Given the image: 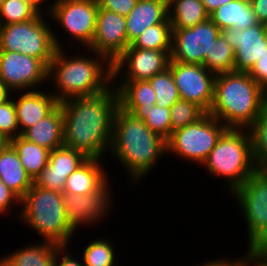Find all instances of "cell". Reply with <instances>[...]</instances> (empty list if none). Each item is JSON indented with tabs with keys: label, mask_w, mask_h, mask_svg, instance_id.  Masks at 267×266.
Segmentation results:
<instances>
[{
	"label": "cell",
	"mask_w": 267,
	"mask_h": 266,
	"mask_svg": "<svg viewBox=\"0 0 267 266\" xmlns=\"http://www.w3.org/2000/svg\"><path fill=\"white\" fill-rule=\"evenodd\" d=\"M59 104L63 113V145L83 152L88 158L101 159L106 148L111 147L113 117L119 106L117 90L110 87Z\"/></svg>",
	"instance_id": "cell-1"
},
{
	"label": "cell",
	"mask_w": 267,
	"mask_h": 266,
	"mask_svg": "<svg viewBox=\"0 0 267 266\" xmlns=\"http://www.w3.org/2000/svg\"><path fill=\"white\" fill-rule=\"evenodd\" d=\"M110 148L136 181L147 175L158 157L167 152L165 139L120 106L113 117Z\"/></svg>",
	"instance_id": "cell-2"
},
{
	"label": "cell",
	"mask_w": 267,
	"mask_h": 266,
	"mask_svg": "<svg viewBox=\"0 0 267 266\" xmlns=\"http://www.w3.org/2000/svg\"><path fill=\"white\" fill-rule=\"evenodd\" d=\"M265 105L262 87L248 72L232 71L216 75L214 100L208 113L227 128L247 129Z\"/></svg>",
	"instance_id": "cell-3"
},
{
	"label": "cell",
	"mask_w": 267,
	"mask_h": 266,
	"mask_svg": "<svg viewBox=\"0 0 267 266\" xmlns=\"http://www.w3.org/2000/svg\"><path fill=\"white\" fill-rule=\"evenodd\" d=\"M64 54L62 48L57 49L48 66V77L54 76L56 88L59 90V94L53 93L59 103L69 98L92 96L109 89V82H113V70L108 59L101 61L99 57L96 60L83 56L67 59ZM101 62L107 63V66L104 65L106 68L103 69Z\"/></svg>",
	"instance_id": "cell-4"
},
{
	"label": "cell",
	"mask_w": 267,
	"mask_h": 266,
	"mask_svg": "<svg viewBox=\"0 0 267 266\" xmlns=\"http://www.w3.org/2000/svg\"><path fill=\"white\" fill-rule=\"evenodd\" d=\"M63 195V192L40 188L33 183L20 200L24 206L19 215L46 242L60 247H66L75 232L66 217Z\"/></svg>",
	"instance_id": "cell-5"
},
{
	"label": "cell",
	"mask_w": 267,
	"mask_h": 266,
	"mask_svg": "<svg viewBox=\"0 0 267 266\" xmlns=\"http://www.w3.org/2000/svg\"><path fill=\"white\" fill-rule=\"evenodd\" d=\"M243 130L227 128L202 163L213 176L226 178L232 192L256 170L250 136Z\"/></svg>",
	"instance_id": "cell-6"
},
{
	"label": "cell",
	"mask_w": 267,
	"mask_h": 266,
	"mask_svg": "<svg viewBox=\"0 0 267 266\" xmlns=\"http://www.w3.org/2000/svg\"><path fill=\"white\" fill-rule=\"evenodd\" d=\"M43 14L34 19L0 25V50L20 52L41 60L47 67L57 49L62 48Z\"/></svg>",
	"instance_id": "cell-7"
},
{
	"label": "cell",
	"mask_w": 267,
	"mask_h": 266,
	"mask_svg": "<svg viewBox=\"0 0 267 266\" xmlns=\"http://www.w3.org/2000/svg\"><path fill=\"white\" fill-rule=\"evenodd\" d=\"M249 233V249L267 248V170H255L234 190Z\"/></svg>",
	"instance_id": "cell-8"
},
{
	"label": "cell",
	"mask_w": 267,
	"mask_h": 266,
	"mask_svg": "<svg viewBox=\"0 0 267 266\" xmlns=\"http://www.w3.org/2000/svg\"><path fill=\"white\" fill-rule=\"evenodd\" d=\"M226 129L218 119L206 113L197 122L173 131L166 141L167 152L202 164Z\"/></svg>",
	"instance_id": "cell-9"
},
{
	"label": "cell",
	"mask_w": 267,
	"mask_h": 266,
	"mask_svg": "<svg viewBox=\"0 0 267 266\" xmlns=\"http://www.w3.org/2000/svg\"><path fill=\"white\" fill-rule=\"evenodd\" d=\"M50 7L52 18L88 49L96 33L97 0H56Z\"/></svg>",
	"instance_id": "cell-10"
},
{
	"label": "cell",
	"mask_w": 267,
	"mask_h": 266,
	"mask_svg": "<svg viewBox=\"0 0 267 266\" xmlns=\"http://www.w3.org/2000/svg\"><path fill=\"white\" fill-rule=\"evenodd\" d=\"M180 99L200 106L206 113L212 107L216 74L200 64L169 61Z\"/></svg>",
	"instance_id": "cell-11"
},
{
	"label": "cell",
	"mask_w": 267,
	"mask_h": 266,
	"mask_svg": "<svg viewBox=\"0 0 267 266\" xmlns=\"http://www.w3.org/2000/svg\"><path fill=\"white\" fill-rule=\"evenodd\" d=\"M170 60L203 65L220 29L209 18L193 27L172 29Z\"/></svg>",
	"instance_id": "cell-12"
},
{
	"label": "cell",
	"mask_w": 267,
	"mask_h": 266,
	"mask_svg": "<svg viewBox=\"0 0 267 266\" xmlns=\"http://www.w3.org/2000/svg\"><path fill=\"white\" fill-rule=\"evenodd\" d=\"M48 67L39 59L0 50V80L12 91L29 89L48 80Z\"/></svg>",
	"instance_id": "cell-13"
},
{
	"label": "cell",
	"mask_w": 267,
	"mask_h": 266,
	"mask_svg": "<svg viewBox=\"0 0 267 266\" xmlns=\"http://www.w3.org/2000/svg\"><path fill=\"white\" fill-rule=\"evenodd\" d=\"M125 16L105 9H98L96 33L88 47L101 59L113 63L129 46Z\"/></svg>",
	"instance_id": "cell-14"
},
{
	"label": "cell",
	"mask_w": 267,
	"mask_h": 266,
	"mask_svg": "<svg viewBox=\"0 0 267 266\" xmlns=\"http://www.w3.org/2000/svg\"><path fill=\"white\" fill-rule=\"evenodd\" d=\"M171 51L138 49L129 45L126 50L112 63L113 82L122 68L127 65L122 81L149 80L155 74L164 71L170 61Z\"/></svg>",
	"instance_id": "cell-15"
},
{
	"label": "cell",
	"mask_w": 267,
	"mask_h": 266,
	"mask_svg": "<svg viewBox=\"0 0 267 266\" xmlns=\"http://www.w3.org/2000/svg\"><path fill=\"white\" fill-rule=\"evenodd\" d=\"M220 34L235 50L236 72H249L254 63L267 52V35L263 23L244 30L223 29Z\"/></svg>",
	"instance_id": "cell-16"
},
{
	"label": "cell",
	"mask_w": 267,
	"mask_h": 266,
	"mask_svg": "<svg viewBox=\"0 0 267 266\" xmlns=\"http://www.w3.org/2000/svg\"><path fill=\"white\" fill-rule=\"evenodd\" d=\"M87 159L81 151L64 145L58 147L50 151L47 166L33 183L40 188L63 192L68 176Z\"/></svg>",
	"instance_id": "cell-17"
},
{
	"label": "cell",
	"mask_w": 267,
	"mask_h": 266,
	"mask_svg": "<svg viewBox=\"0 0 267 266\" xmlns=\"http://www.w3.org/2000/svg\"><path fill=\"white\" fill-rule=\"evenodd\" d=\"M107 182L96 192L87 195L64 194L63 204L67 220L75 231L79 224L97 222L103 218L110 206Z\"/></svg>",
	"instance_id": "cell-18"
},
{
	"label": "cell",
	"mask_w": 267,
	"mask_h": 266,
	"mask_svg": "<svg viewBox=\"0 0 267 266\" xmlns=\"http://www.w3.org/2000/svg\"><path fill=\"white\" fill-rule=\"evenodd\" d=\"M168 17V0H138L125 16L128 43L131 44L147 28L163 23Z\"/></svg>",
	"instance_id": "cell-19"
},
{
	"label": "cell",
	"mask_w": 267,
	"mask_h": 266,
	"mask_svg": "<svg viewBox=\"0 0 267 266\" xmlns=\"http://www.w3.org/2000/svg\"><path fill=\"white\" fill-rule=\"evenodd\" d=\"M59 102L53 94L40 90L27 91L14 101L20 135L46 117Z\"/></svg>",
	"instance_id": "cell-20"
},
{
	"label": "cell",
	"mask_w": 267,
	"mask_h": 266,
	"mask_svg": "<svg viewBox=\"0 0 267 266\" xmlns=\"http://www.w3.org/2000/svg\"><path fill=\"white\" fill-rule=\"evenodd\" d=\"M0 180L20 199L33 185V180L9 142L0 145Z\"/></svg>",
	"instance_id": "cell-21"
},
{
	"label": "cell",
	"mask_w": 267,
	"mask_h": 266,
	"mask_svg": "<svg viewBox=\"0 0 267 266\" xmlns=\"http://www.w3.org/2000/svg\"><path fill=\"white\" fill-rule=\"evenodd\" d=\"M63 113L58 104L46 117L27 128L21 136L52 151L63 146Z\"/></svg>",
	"instance_id": "cell-22"
},
{
	"label": "cell",
	"mask_w": 267,
	"mask_h": 266,
	"mask_svg": "<svg viewBox=\"0 0 267 266\" xmlns=\"http://www.w3.org/2000/svg\"><path fill=\"white\" fill-rule=\"evenodd\" d=\"M99 158H88L66 179L64 194L87 195L98 191L106 182ZM103 170V171H102Z\"/></svg>",
	"instance_id": "cell-23"
},
{
	"label": "cell",
	"mask_w": 267,
	"mask_h": 266,
	"mask_svg": "<svg viewBox=\"0 0 267 266\" xmlns=\"http://www.w3.org/2000/svg\"><path fill=\"white\" fill-rule=\"evenodd\" d=\"M209 19L220 30H244L259 23L249 0H233L209 14Z\"/></svg>",
	"instance_id": "cell-24"
},
{
	"label": "cell",
	"mask_w": 267,
	"mask_h": 266,
	"mask_svg": "<svg viewBox=\"0 0 267 266\" xmlns=\"http://www.w3.org/2000/svg\"><path fill=\"white\" fill-rule=\"evenodd\" d=\"M116 90L119 106L129 113H132L136 108L152 107L156 103V93L148 80L120 81Z\"/></svg>",
	"instance_id": "cell-25"
},
{
	"label": "cell",
	"mask_w": 267,
	"mask_h": 266,
	"mask_svg": "<svg viewBox=\"0 0 267 266\" xmlns=\"http://www.w3.org/2000/svg\"><path fill=\"white\" fill-rule=\"evenodd\" d=\"M168 9L172 29L190 28L209 18L200 0H168Z\"/></svg>",
	"instance_id": "cell-26"
},
{
	"label": "cell",
	"mask_w": 267,
	"mask_h": 266,
	"mask_svg": "<svg viewBox=\"0 0 267 266\" xmlns=\"http://www.w3.org/2000/svg\"><path fill=\"white\" fill-rule=\"evenodd\" d=\"M17 152L23 167L32 180L47 166L49 153L45 147L29 142L21 135L9 141Z\"/></svg>",
	"instance_id": "cell-27"
},
{
	"label": "cell",
	"mask_w": 267,
	"mask_h": 266,
	"mask_svg": "<svg viewBox=\"0 0 267 266\" xmlns=\"http://www.w3.org/2000/svg\"><path fill=\"white\" fill-rule=\"evenodd\" d=\"M60 246L44 241L42 244L14 251L4 258L11 266H53V260Z\"/></svg>",
	"instance_id": "cell-28"
},
{
	"label": "cell",
	"mask_w": 267,
	"mask_h": 266,
	"mask_svg": "<svg viewBox=\"0 0 267 266\" xmlns=\"http://www.w3.org/2000/svg\"><path fill=\"white\" fill-rule=\"evenodd\" d=\"M172 31L168 17L163 23L147 28L130 45L138 49L171 51Z\"/></svg>",
	"instance_id": "cell-29"
},
{
	"label": "cell",
	"mask_w": 267,
	"mask_h": 266,
	"mask_svg": "<svg viewBox=\"0 0 267 266\" xmlns=\"http://www.w3.org/2000/svg\"><path fill=\"white\" fill-rule=\"evenodd\" d=\"M256 170H267V104L247 128Z\"/></svg>",
	"instance_id": "cell-30"
},
{
	"label": "cell",
	"mask_w": 267,
	"mask_h": 266,
	"mask_svg": "<svg viewBox=\"0 0 267 266\" xmlns=\"http://www.w3.org/2000/svg\"><path fill=\"white\" fill-rule=\"evenodd\" d=\"M235 50L221 34L212 43L210 54L205 57L203 66L214 74L234 71Z\"/></svg>",
	"instance_id": "cell-31"
},
{
	"label": "cell",
	"mask_w": 267,
	"mask_h": 266,
	"mask_svg": "<svg viewBox=\"0 0 267 266\" xmlns=\"http://www.w3.org/2000/svg\"><path fill=\"white\" fill-rule=\"evenodd\" d=\"M132 114L144 121V123L156 134L166 141L171 136L170 108L152 106L148 108H136Z\"/></svg>",
	"instance_id": "cell-32"
},
{
	"label": "cell",
	"mask_w": 267,
	"mask_h": 266,
	"mask_svg": "<svg viewBox=\"0 0 267 266\" xmlns=\"http://www.w3.org/2000/svg\"><path fill=\"white\" fill-rule=\"evenodd\" d=\"M156 95V106L170 108L180 99V95L175 85L171 69L167 67L164 71L155 74L148 80Z\"/></svg>",
	"instance_id": "cell-33"
},
{
	"label": "cell",
	"mask_w": 267,
	"mask_h": 266,
	"mask_svg": "<svg viewBox=\"0 0 267 266\" xmlns=\"http://www.w3.org/2000/svg\"><path fill=\"white\" fill-rule=\"evenodd\" d=\"M205 114L197 104L179 99L170 107L171 134L179 128L197 122Z\"/></svg>",
	"instance_id": "cell-34"
},
{
	"label": "cell",
	"mask_w": 267,
	"mask_h": 266,
	"mask_svg": "<svg viewBox=\"0 0 267 266\" xmlns=\"http://www.w3.org/2000/svg\"><path fill=\"white\" fill-rule=\"evenodd\" d=\"M39 13L23 0H5L0 8V25L34 19Z\"/></svg>",
	"instance_id": "cell-35"
},
{
	"label": "cell",
	"mask_w": 267,
	"mask_h": 266,
	"mask_svg": "<svg viewBox=\"0 0 267 266\" xmlns=\"http://www.w3.org/2000/svg\"><path fill=\"white\" fill-rule=\"evenodd\" d=\"M113 247L109 241L94 240L84 250V266H114L115 255Z\"/></svg>",
	"instance_id": "cell-36"
},
{
	"label": "cell",
	"mask_w": 267,
	"mask_h": 266,
	"mask_svg": "<svg viewBox=\"0 0 267 266\" xmlns=\"http://www.w3.org/2000/svg\"><path fill=\"white\" fill-rule=\"evenodd\" d=\"M20 136V130L17 123L16 108L14 100H8L0 103V138L4 142Z\"/></svg>",
	"instance_id": "cell-37"
},
{
	"label": "cell",
	"mask_w": 267,
	"mask_h": 266,
	"mask_svg": "<svg viewBox=\"0 0 267 266\" xmlns=\"http://www.w3.org/2000/svg\"><path fill=\"white\" fill-rule=\"evenodd\" d=\"M248 74L262 87L267 104V52L254 63Z\"/></svg>",
	"instance_id": "cell-38"
},
{
	"label": "cell",
	"mask_w": 267,
	"mask_h": 266,
	"mask_svg": "<svg viewBox=\"0 0 267 266\" xmlns=\"http://www.w3.org/2000/svg\"><path fill=\"white\" fill-rule=\"evenodd\" d=\"M100 9L127 16L135 7L138 0H97Z\"/></svg>",
	"instance_id": "cell-39"
},
{
	"label": "cell",
	"mask_w": 267,
	"mask_h": 266,
	"mask_svg": "<svg viewBox=\"0 0 267 266\" xmlns=\"http://www.w3.org/2000/svg\"><path fill=\"white\" fill-rule=\"evenodd\" d=\"M249 253L245 258L239 260L240 266H267V250L266 249H248Z\"/></svg>",
	"instance_id": "cell-40"
},
{
	"label": "cell",
	"mask_w": 267,
	"mask_h": 266,
	"mask_svg": "<svg viewBox=\"0 0 267 266\" xmlns=\"http://www.w3.org/2000/svg\"><path fill=\"white\" fill-rule=\"evenodd\" d=\"M20 198L10 190L1 180H0V213L6 212L10 209V206L17 201L20 204Z\"/></svg>",
	"instance_id": "cell-41"
},
{
	"label": "cell",
	"mask_w": 267,
	"mask_h": 266,
	"mask_svg": "<svg viewBox=\"0 0 267 266\" xmlns=\"http://www.w3.org/2000/svg\"><path fill=\"white\" fill-rule=\"evenodd\" d=\"M64 248L67 249L64 246H61L57 249L56 255H55L54 260H53V266H84V264H82V262L81 263L78 262V260H76L73 256H71L69 252L67 253ZM63 252L64 253L66 252V253L64 254ZM59 254L60 255L62 254L61 257L63 256V258H61V262L58 259L60 257ZM58 262H60V263H58Z\"/></svg>",
	"instance_id": "cell-42"
},
{
	"label": "cell",
	"mask_w": 267,
	"mask_h": 266,
	"mask_svg": "<svg viewBox=\"0 0 267 266\" xmlns=\"http://www.w3.org/2000/svg\"><path fill=\"white\" fill-rule=\"evenodd\" d=\"M259 23H267V0H249Z\"/></svg>",
	"instance_id": "cell-43"
},
{
	"label": "cell",
	"mask_w": 267,
	"mask_h": 266,
	"mask_svg": "<svg viewBox=\"0 0 267 266\" xmlns=\"http://www.w3.org/2000/svg\"><path fill=\"white\" fill-rule=\"evenodd\" d=\"M200 1L204 4L206 12L210 14L218 7L227 4L233 0H200Z\"/></svg>",
	"instance_id": "cell-44"
},
{
	"label": "cell",
	"mask_w": 267,
	"mask_h": 266,
	"mask_svg": "<svg viewBox=\"0 0 267 266\" xmlns=\"http://www.w3.org/2000/svg\"><path fill=\"white\" fill-rule=\"evenodd\" d=\"M204 264L201 266H240L239 259L237 261L234 260L233 262L231 260L222 261L218 259Z\"/></svg>",
	"instance_id": "cell-45"
},
{
	"label": "cell",
	"mask_w": 267,
	"mask_h": 266,
	"mask_svg": "<svg viewBox=\"0 0 267 266\" xmlns=\"http://www.w3.org/2000/svg\"><path fill=\"white\" fill-rule=\"evenodd\" d=\"M10 91L11 90L0 80V103L10 98Z\"/></svg>",
	"instance_id": "cell-46"
},
{
	"label": "cell",
	"mask_w": 267,
	"mask_h": 266,
	"mask_svg": "<svg viewBox=\"0 0 267 266\" xmlns=\"http://www.w3.org/2000/svg\"><path fill=\"white\" fill-rule=\"evenodd\" d=\"M25 3L29 4L32 6L39 14H41V8H40V3H42L44 0H23Z\"/></svg>",
	"instance_id": "cell-47"
},
{
	"label": "cell",
	"mask_w": 267,
	"mask_h": 266,
	"mask_svg": "<svg viewBox=\"0 0 267 266\" xmlns=\"http://www.w3.org/2000/svg\"><path fill=\"white\" fill-rule=\"evenodd\" d=\"M0 266H11L5 258L0 259Z\"/></svg>",
	"instance_id": "cell-48"
},
{
	"label": "cell",
	"mask_w": 267,
	"mask_h": 266,
	"mask_svg": "<svg viewBox=\"0 0 267 266\" xmlns=\"http://www.w3.org/2000/svg\"><path fill=\"white\" fill-rule=\"evenodd\" d=\"M5 0H0V8H1V5L3 4Z\"/></svg>",
	"instance_id": "cell-49"
},
{
	"label": "cell",
	"mask_w": 267,
	"mask_h": 266,
	"mask_svg": "<svg viewBox=\"0 0 267 266\" xmlns=\"http://www.w3.org/2000/svg\"><path fill=\"white\" fill-rule=\"evenodd\" d=\"M265 25V31H266V35H267V23L264 24Z\"/></svg>",
	"instance_id": "cell-50"
},
{
	"label": "cell",
	"mask_w": 267,
	"mask_h": 266,
	"mask_svg": "<svg viewBox=\"0 0 267 266\" xmlns=\"http://www.w3.org/2000/svg\"><path fill=\"white\" fill-rule=\"evenodd\" d=\"M3 143H4V141L0 138V145L3 144Z\"/></svg>",
	"instance_id": "cell-51"
}]
</instances>
